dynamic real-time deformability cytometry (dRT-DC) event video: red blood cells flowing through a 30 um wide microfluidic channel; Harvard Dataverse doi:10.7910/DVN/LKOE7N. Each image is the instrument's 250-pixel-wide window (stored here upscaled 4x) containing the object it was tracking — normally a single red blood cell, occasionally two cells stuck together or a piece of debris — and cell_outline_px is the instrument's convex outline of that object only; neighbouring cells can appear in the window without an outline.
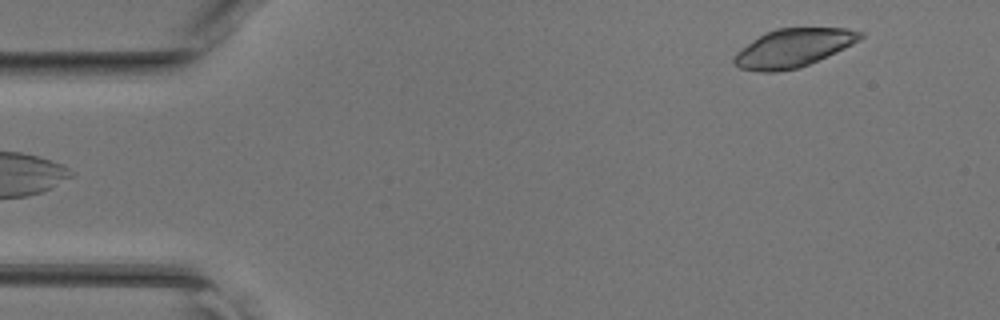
{"species": "common noctule bat (a hibernating species)", "species_latin": "Nyctalus noctula", "temperature_condition": "room temperature", "stored_images_in_passage": 45, "camera_frame_rate_fps": 3000, "um_per_image_px": 0.085, "animal": {"sex": "female", "body_mass_g": 17.0, "forearm_length_mm": 48.0}, "frame": {"image": 1, "passage_image": 3, "time_ms": 0.667, "image_size_px": [1000, 320], "cell_outline_px": [[864, 36], [860, 40], [836, 52], [800, 68], [776, 72], [756, 72], [740, 68], [732, 64], [732, 56], [740, 48], [764, 32], [776, 28], [844, 28], [864, 32]], "centroid_in_image_um": [67.37, 4.08], "position_along_channel_um": 17.6, "area_um2": 28.5}}
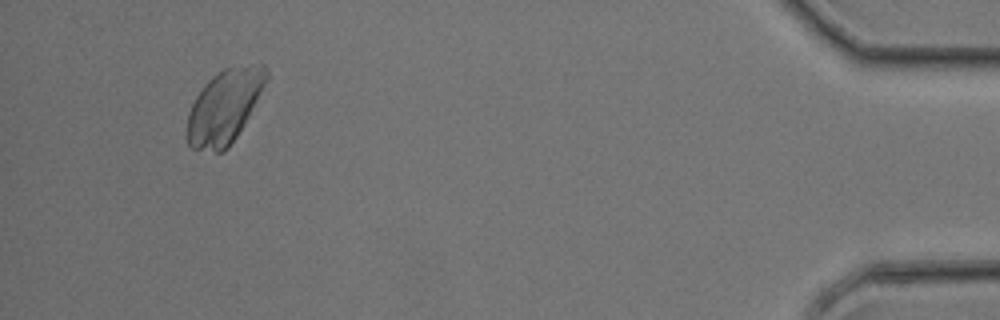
{"frame": {"image": 2, "passage_image": 42, "time_ms": 13.667, "image_size_px": [1000, 320], "cell_outline_px": [[268, 76], [264, 84], [236, 136], [228, 148], [224, 152], [216, 152], [192, 148], [188, 144], [188, 112], [196, 96], [204, 84], [212, 76], [224, 68], [264, 64], [268, 72]], "centroid_in_image_um": [19.03, 9.07], "position_along_channel_um": 416.2, "area_um2": 33.0}}